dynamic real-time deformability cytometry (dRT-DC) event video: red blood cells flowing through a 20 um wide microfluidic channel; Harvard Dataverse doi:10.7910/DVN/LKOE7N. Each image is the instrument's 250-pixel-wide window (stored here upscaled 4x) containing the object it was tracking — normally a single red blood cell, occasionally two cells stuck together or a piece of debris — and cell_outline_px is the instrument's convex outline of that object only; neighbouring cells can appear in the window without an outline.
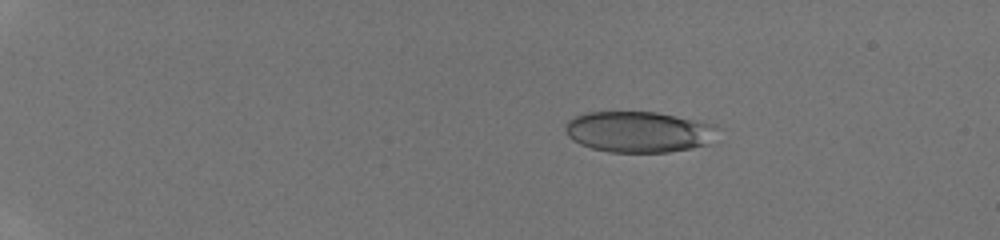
{"species": "human", "species_latin": "Homo sapiens", "temperature_condition": "room temperature", "stored_images_in_passage": 46, "camera_frame_rate_fps": 3000, "um_per_image_px": 0.085, "donor": {"sex": "male"}, "frame": {"image": 1, "passage_image": 10, "time_ms": 3.0, "image_size_px": [1000, 240], "cell_outline_px": [[720, 128], [708, 144], [692, 148], [668, 152], [608, 152], [592, 148], [580, 144], [572, 140], [564, 132], [564, 128], [568, 120], [572, 116], [584, 112], [656, 112], [716, 124]], "centroid_in_image_um": [54.27, 11.2], "position_along_channel_um": 30.7, "area_um2": 36.7}}
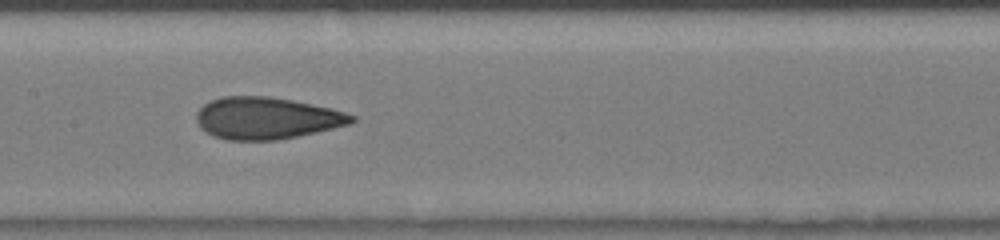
{"frame": {"image": 2, "passage_image": 27, "time_ms": 8.667, "image_size_px": [1000, 240], "cell_outline_px": [[356, 120], [352, 124], [316, 132], [276, 140], [228, 140], [212, 136], [200, 128], [196, 120], [196, 112], [204, 104], [220, 96], [268, 96], [292, 100], [332, 108], [356, 116]], "centroid_in_image_um": [22.65, 10.04], "position_along_channel_um": 184.7, "area_um2": 38.09}}
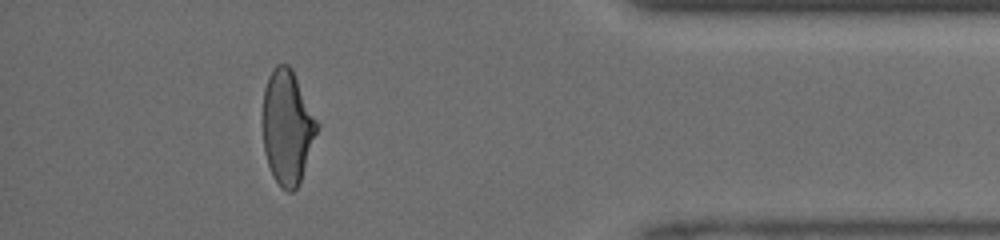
{"frame": {"image": 3, "passage_image": 43, "time_ms": 14.0, "image_size_px": [1000, 240], "cell_outline_px": [[320, 124], [300, 184], [292, 192], [288, 192], [272, 176], [264, 152], [264, 88], [268, 76], [272, 68], [276, 64], [288, 64], [292, 68]], "centroid_in_image_um": [24.45, 10.79], "position_along_channel_um": 410.8, "area_um2": 36.18}}